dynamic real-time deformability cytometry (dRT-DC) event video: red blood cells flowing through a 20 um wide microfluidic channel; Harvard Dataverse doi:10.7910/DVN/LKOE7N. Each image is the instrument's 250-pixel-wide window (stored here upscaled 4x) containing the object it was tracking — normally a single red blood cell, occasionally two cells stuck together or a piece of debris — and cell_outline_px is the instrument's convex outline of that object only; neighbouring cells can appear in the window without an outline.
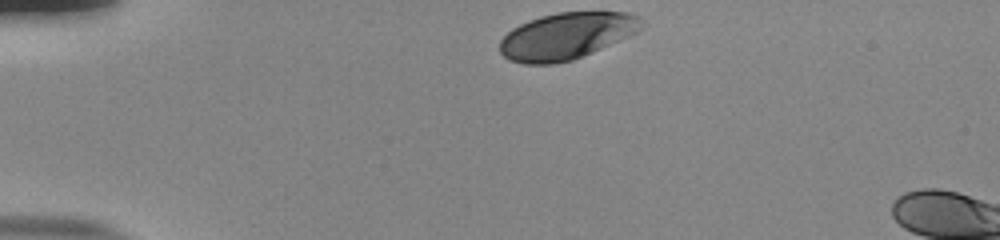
{"species": "human", "species_latin": "Homo sapiens", "temperature_condition": "room temperature", "stored_images_in_passage": 6, "camera_frame_rate_fps": 3000, "um_per_image_px": 0.085, "donor": {"sex": "male"}, "frame": {"image": 1, "passage_image": 1, "time_ms": 0.0, "image_size_px": [1000, 240], "cell_outline_px": [[644, 20], [640, 28], [636, 32], [628, 36], [592, 52], [572, 60], [552, 64], [524, 64], [508, 60], [500, 52], [500, 40], [512, 28], [528, 20], [540, 16], [560, 12], [628, 12], [640, 16]], "centroid_in_image_um": [48.13, 3.05], "position_along_channel_um": 36.9, "area_um2": 38.44}}